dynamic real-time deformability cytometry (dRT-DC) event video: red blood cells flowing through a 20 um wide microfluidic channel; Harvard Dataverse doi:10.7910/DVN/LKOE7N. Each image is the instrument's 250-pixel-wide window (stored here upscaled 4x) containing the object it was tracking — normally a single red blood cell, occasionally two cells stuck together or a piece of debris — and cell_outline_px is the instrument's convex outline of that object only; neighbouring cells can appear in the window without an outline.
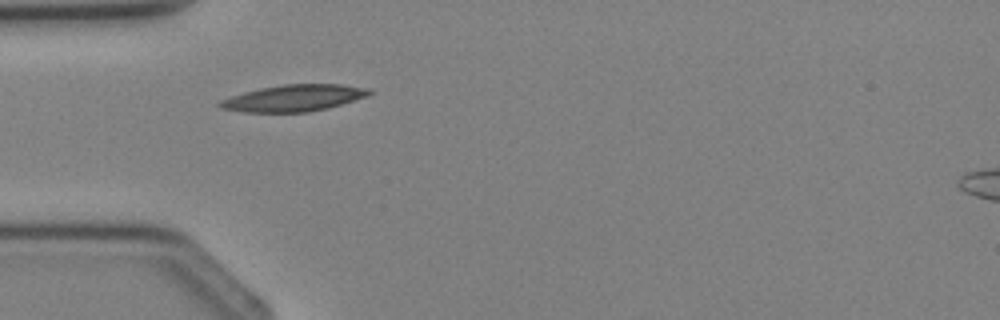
{"species": "Egyptian fruit bat (a non-hibernating species)", "species_latin": "Rousettus aegyptiacus", "temperature_condition": "cold", "stored_images_in_passage": 5, "camera_frame_rate_fps": 3000, "um_per_image_px": 0.085, "animal": {"sex": "female"}, "frame": {"image": 1, "passage_image": 4, "time_ms": 3.667, "image_size_px": [1000, 320], "cell_outline_px": [[372, 92], [368, 96], [328, 108], [308, 112], [240, 112], [220, 108], [216, 104], [220, 100], [244, 92], [260, 88], [284, 84], [340, 84], [372, 88]], "centroid_in_image_um": [24.98, 8.33], "position_along_channel_um": 60.0, "area_um2": 23.29}}
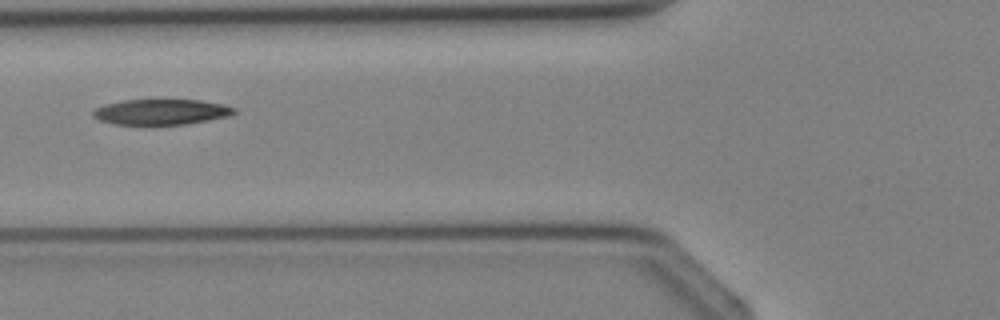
{"frame": {"image": 2, "passage_image": 5, "time_ms": 4.667, "image_size_px": [1000, 320], "cell_outline_px": [[236, 112], [228, 116], [188, 124], [112, 124], [100, 120], [92, 116], [92, 112], [96, 108], [104, 104], [124, 100], [200, 100], [224, 104], [236, 108]], "centroid_in_image_um": [13.7, 9.51], "position_along_channel_um": 112.1, "area_um2": 20.92}}